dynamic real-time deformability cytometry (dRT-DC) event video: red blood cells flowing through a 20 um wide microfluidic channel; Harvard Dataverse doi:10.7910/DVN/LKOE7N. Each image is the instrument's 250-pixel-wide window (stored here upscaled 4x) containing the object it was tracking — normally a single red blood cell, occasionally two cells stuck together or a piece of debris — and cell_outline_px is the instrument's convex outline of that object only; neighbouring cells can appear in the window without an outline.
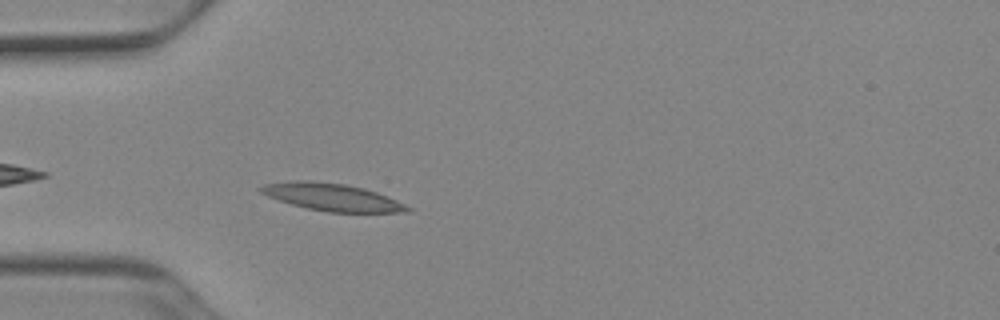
{"species": "Egyptian fruit bat (a non-hibernating species)", "species_latin": "Rousettus aegyptiacus", "temperature_condition": "cold", "stored_images_in_passage": 40, "camera_frame_rate_fps": 3000, "um_per_image_px": 0.085, "animal": {"sex": "female"}, "frame": {"image": 1, "passage_image": 4, "time_ms": 1.0, "image_size_px": [1000, 320], "cell_outline_px": [[412, 212], [328, 212], [308, 208], [292, 204], [268, 196], [260, 192], [256, 188], [264, 184], [292, 180], [312, 180], [344, 184], [364, 188], [376, 192], [396, 200], [412, 208]], "centroid_in_image_um": [28.21, 16.74], "position_along_channel_um": 56.8, "area_um2": 23.29}}
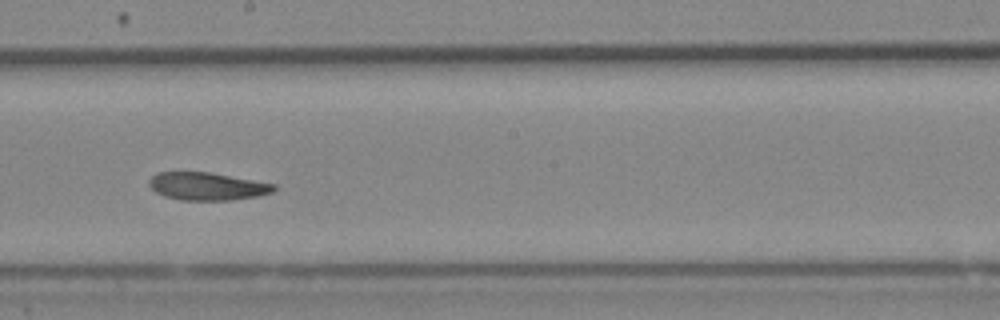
{"frame": {"image": 2, "passage_image": 18, "time_ms": 5.667, "image_size_px": [1000, 320], "cell_outline_px": [[276, 188], [272, 192], [256, 196], [232, 200], [180, 200], [164, 196], [156, 192], [148, 184], [148, 180], [152, 176], [160, 172], [208, 172], [276, 184]], "centroid_in_image_um": [17.59, 15.84], "position_along_channel_um": 230.6, "area_um2": 20.06}}
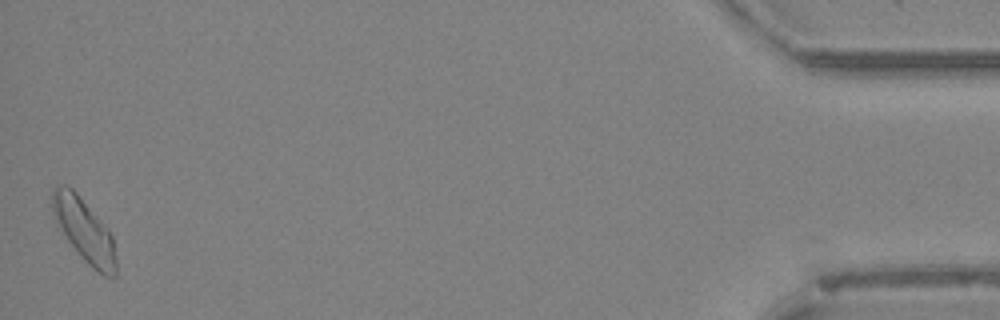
{"frame": {"image": 3, "passage_image": 40, "time_ms": 13.0, "image_size_px": [1000, 320], "cell_outline_px": [[116, 276], [112, 280], [104, 276], [92, 268], [84, 260], [68, 240], [56, 224], [52, 216], [52, 188], [56, 184], [64, 184], [72, 188], [76, 192], [108, 228], [112, 236], [116, 260]], "centroid_in_image_um": [7.15, 19.57], "position_along_channel_um": 428.1, "area_um2": 23.64}, "authors_computed_cell_mechanics": {"area_um2": 21.3282, "velocity_mm_per_s": 3.8889, "shape_relaxation_time_tau1_ms": null, "shape_relaxation_time_tau2_ms": 3.9612, "deformation_change_tau1": null, "deformation_change_tau2": 0.106}}